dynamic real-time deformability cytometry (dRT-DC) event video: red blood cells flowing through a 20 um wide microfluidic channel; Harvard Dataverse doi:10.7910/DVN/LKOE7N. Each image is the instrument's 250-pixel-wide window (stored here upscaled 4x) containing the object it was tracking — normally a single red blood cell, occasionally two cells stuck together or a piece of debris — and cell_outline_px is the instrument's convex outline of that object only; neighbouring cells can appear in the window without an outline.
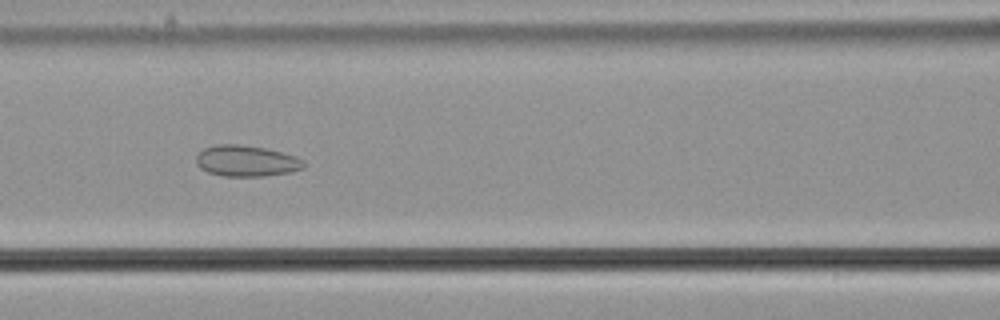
{"species": "common noctule bat (a hibernating species)", "species_latin": "Nyctalus noctula", "temperature_condition": "cold", "stored_images_in_passage": 15, "camera_frame_rate_fps": 3000, "um_per_image_px": 0.085, "animal": {"sex": "male", "body_mass_g": 21.5, "forearm_length_mm": 52.0}, "frame": {"image": 1, "passage_image": 15, "time_ms": 4.667, "image_size_px": [1000, 320], "cell_outline_px": [[304, 168], [292, 172], [264, 176], [224, 176], [208, 172], [200, 168], [196, 164], [196, 156], [204, 148], [216, 144], [240, 144], [264, 148], [296, 156], [304, 160]], "centroid_in_image_um": [20.94, 13.68], "position_along_channel_um": 145.7, "area_um2": 19.54}}